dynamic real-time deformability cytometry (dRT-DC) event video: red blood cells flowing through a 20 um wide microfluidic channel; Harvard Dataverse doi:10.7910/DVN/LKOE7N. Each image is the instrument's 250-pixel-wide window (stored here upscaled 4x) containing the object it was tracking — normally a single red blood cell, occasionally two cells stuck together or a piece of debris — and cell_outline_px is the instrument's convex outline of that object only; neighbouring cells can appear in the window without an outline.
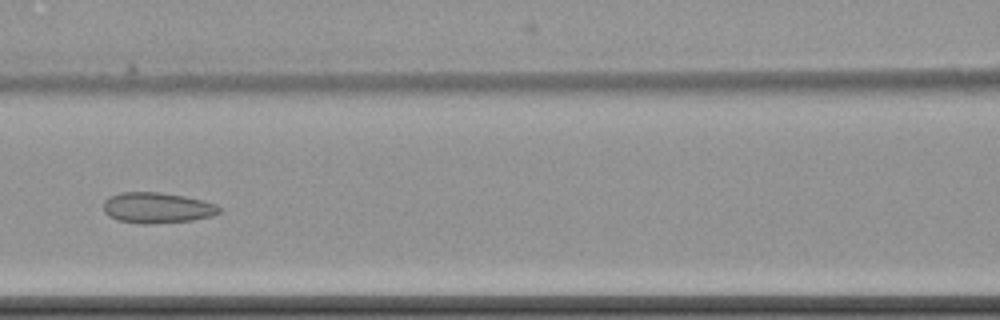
{"species": "common noctule bat (a hibernating species)", "species_latin": "Nyctalus noctula", "temperature_condition": "cold", "stored_images_in_passage": 7, "camera_frame_rate_fps": 3000, "um_per_image_px": 0.085, "animal": {"sex": "female", "body_mass_g": 22.7, "forearm_length_mm": 54.2}, "frame": {"image": 1, "passage_image": 3, "time_ms": 2.667, "image_size_px": [1000, 320], "cell_outline_px": [[220, 212], [212, 216], [192, 220], [148, 224], [140, 224], [120, 220], [108, 216], [104, 212], [104, 200], [120, 192], [160, 192], [184, 196], [204, 200], [216, 204], [220, 208]], "centroid_in_image_um": [13.36, 17.66], "position_along_channel_um": 153.2, "area_um2": 20.69}}
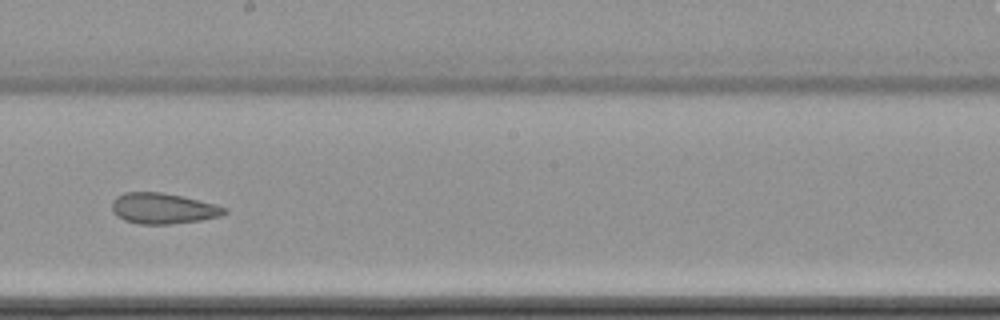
{"frame": {"image": 2, "passage_image": 5, "time_ms": 5.0, "image_size_px": [1000, 320], "cell_outline_px": [[228, 212], [220, 216], [200, 220], [172, 224], [140, 224], [124, 220], [116, 216], [112, 212], [112, 200], [116, 196], [124, 192], [160, 192], [200, 200], [216, 204], [228, 208]], "centroid_in_image_um": [13.85, 17.72], "position_along_channel_um": 234.4, "area_um2": 20.29}}
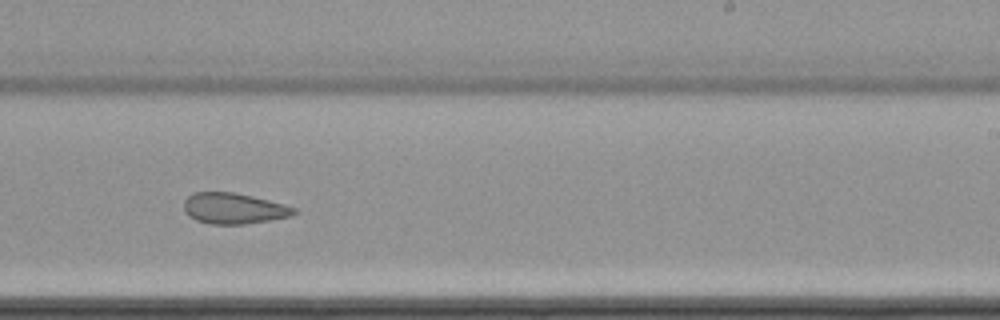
{"frame": {"image": 3, "passage_image": 6, "time_ms": 6.0, "image_size_px": [1000, 320], "cell_outline_px": [[296, 212], [292, 216], [272, 220], [244, 224], [208, 224], [196, 220], [188, 216], [184, 212], [184, 200], [192, 192], [232, 192], [252, 196], [284, 204], [296, 208]], "centroid_in_image_um": [19.85, 17.72], "position_along_channel_um": 269.2, "area_um2": 19.94}}